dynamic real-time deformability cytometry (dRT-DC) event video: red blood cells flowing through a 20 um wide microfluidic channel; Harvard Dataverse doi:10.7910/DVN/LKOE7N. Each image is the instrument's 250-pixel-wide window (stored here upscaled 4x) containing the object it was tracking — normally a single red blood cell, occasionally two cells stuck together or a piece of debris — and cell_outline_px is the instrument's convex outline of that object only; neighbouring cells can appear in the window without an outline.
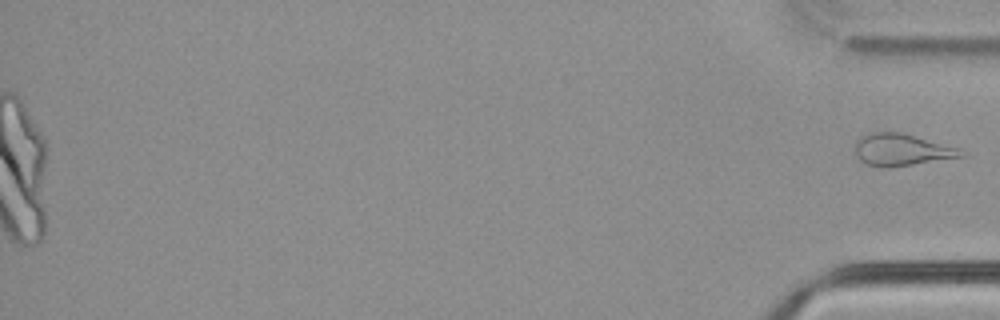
{"species": "common noctule bat (a hibernating species)", "species_latin": "Nyctalus noctula", "temperature_condition": "cold", "stored_images_in_passage": 46, "segment_of_instrument_passage": [2, 2], "camera_frame_rate_fps": 3000, "um_per_image_px": 0.085, "animal": {"sex": "male", "body_mass_g": 21.5, "forearm_length_mm": 52.0}, "frame": {"image": 1, "passage_image": 46, "time_ms": 15.0, "image_size_px": [1000, 320], "cell_outline_px": [[964, 156], [912, 164], [884, 168], [868, 164], [860, 160], [856, 156], [852, 144], [860, 136], [868, 132], [904, 132], [960, 148]], "centroid_in_image_um": [76.56, 12.7], "position_along_channel_um": 358.6, "area_um2": 19.94}}